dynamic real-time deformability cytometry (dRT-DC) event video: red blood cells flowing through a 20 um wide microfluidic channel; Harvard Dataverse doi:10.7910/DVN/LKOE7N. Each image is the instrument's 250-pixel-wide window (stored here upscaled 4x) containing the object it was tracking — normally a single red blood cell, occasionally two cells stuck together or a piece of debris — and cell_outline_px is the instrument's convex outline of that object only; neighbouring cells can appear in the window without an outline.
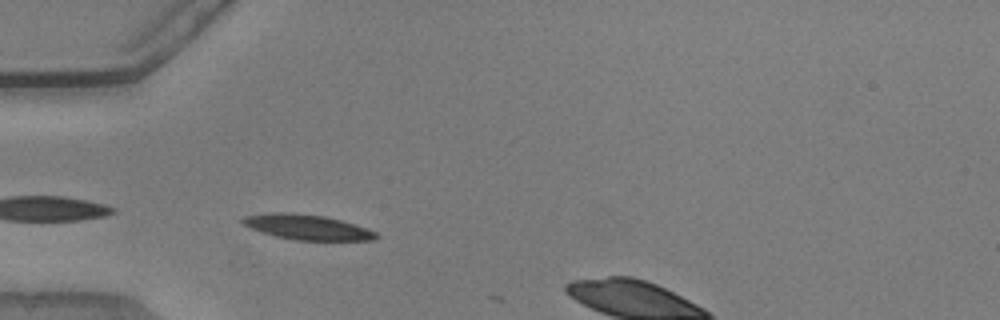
{"species": "common noctule bat (a hibernating species)", "species_latin": "Nyctalus noctula", "temperature_condition": "warm", "stored_images_in_passage": 4, "camera_frame_rate_fps": 3000, "um_per_image_px": 0.085, "animal": {"sex": "male", "body_mass_g": 20.5, "forearm_length_mm": 52.5}, "frame": {"image": 1, "passage_image": 2, "time_ms": 0.333, "image_size_px": [1000, 320], "cell_outline_px": [[380, 236], [376, 240], [296, 240], [276, 236], [260, 232], [244, 224], [240, 220], [244, 216], [272, 212], [292, 212], [324, 216], [340, 220], [368, 228], [376, 232]], "centroid_in_image_um": [26.13, 19.3], "position_along_channel_um": 58.9, "area_um2": 19.54}}